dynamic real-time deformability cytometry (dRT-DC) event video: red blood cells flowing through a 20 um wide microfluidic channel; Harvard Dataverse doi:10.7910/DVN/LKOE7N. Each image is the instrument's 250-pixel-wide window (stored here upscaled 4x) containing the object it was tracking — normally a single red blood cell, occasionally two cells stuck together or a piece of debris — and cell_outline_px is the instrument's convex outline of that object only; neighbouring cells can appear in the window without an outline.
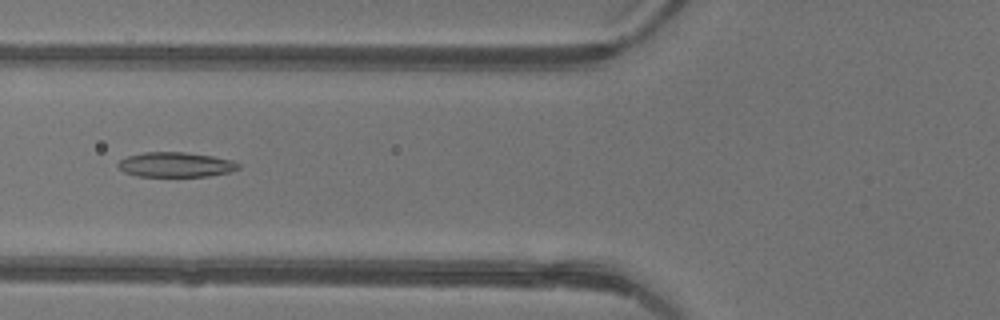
{"species": "common noctule bat (a hibernating species)", "species_latin": "Nyctalus noctula", "temperature_condition": "warm", "stored_images_in_passage": 47, "camera_frame_rate_fps": 3000, "um_per_image_px": 0.085, "animal": {"sex": "female"}, "frame": {"image": 1, "passage_image": 19, "time_ms": 6.0, "image_size_px": [1000, 320], "cell_outline_px": [[240, 168], [228, 172], [208, 176], [136, 176], [124, 172], [116, 164], [120, 160], [128, 156], [144, 152], [184, 152], [212, 156], [232, 160], [240, 164]], "centroid_in_image_um": [14.92, 13.99], "position_along_channel_um": 110.9, "area_um2": 17.34}}
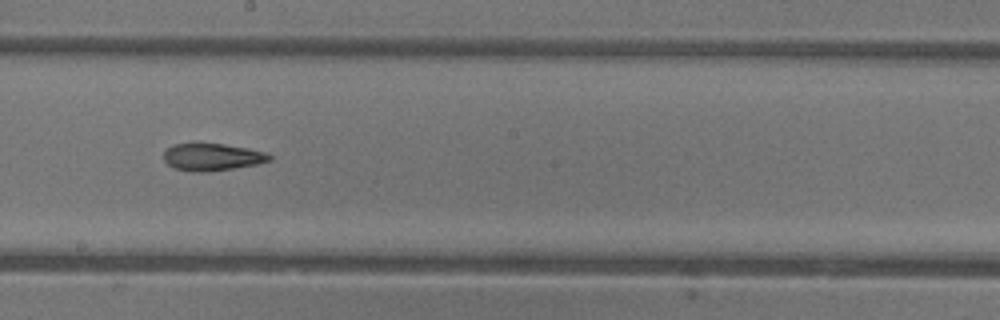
{"frame": {"image": 2, "passage_image": 27, "time_ms": 8.667, "image_size_px": [1000, 320], "cell_outline_px": [[272, 160], [256, 164], [208, 172], [192, 172], [176, 168], [168, 164], [164, 160], [164, 152], [172, 144], [192, 140], [196, 140], [224, 144], [248, 148], [268, 152], [272, 156]], "centroid_in_image_um": [18.0, 13.29], "position_along_channel_um": 230.2, "area_um2": 17.51}}
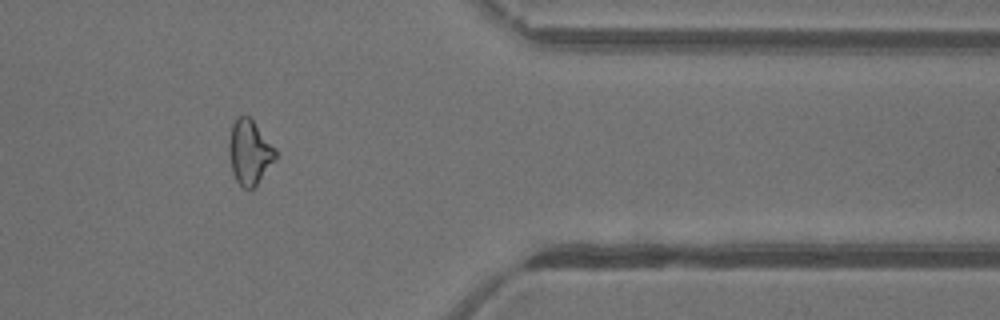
{"frame": {"image": 3, "passage_image": 39, "time_ms": 12.667, "image_size_px": [1000, 320], "cell_outline_px": [[276, 156], [256, 184], [252, 188], [244, 188], [236, 180], [232, 172], [228, 152], [228, 140], [232, 124], [236, 116], [248, 116], [252, 120], [276, 148]], "centroid_in_image_um": [21.16, 12.89], "position_along_channel_um": 390.2, "area_um2": 17.22}, "authors_computed_cell_mechanics": {"area_um2": 18.3226, "velocity_mm_per_s": 4.4654, "shape_relaxation_time_tau1_ms": 8.1443, "shape_relaxation_time_tau2_ms": 3.8643, "deformation_change_tau1": 0.192, "deformation_change_tau2": 0.1458}}